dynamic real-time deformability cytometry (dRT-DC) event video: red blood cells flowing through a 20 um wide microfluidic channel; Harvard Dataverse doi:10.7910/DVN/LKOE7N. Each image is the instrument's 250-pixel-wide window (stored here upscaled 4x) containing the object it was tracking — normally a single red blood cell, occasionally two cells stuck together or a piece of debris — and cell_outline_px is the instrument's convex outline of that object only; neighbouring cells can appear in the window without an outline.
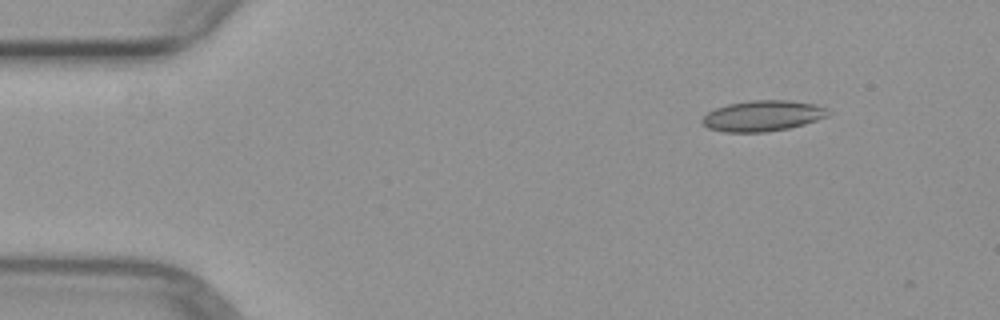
{"species": "common noctule bat (a hibernating species)", "species_latin": "Nyctalus noctula", "temperature_condition": "warm", "stored_images_in_passage": 4, "camera_frame_rate_fps": 3000, "um_per_image_px": 0.085, "animal": {"sex": "female", "body_mass_g": 29.2, "forearm_length_mm": 56.3}, "frame": {"image": 1, "passage_image": 1, "time_ms": 0.0, "image_size_px": [1000, 320], "cell_outline_px": [[832, 112], [828, 116], [804, 124], [788, 128], [764, 132], [724, 132], [708, 128], [700, 120], [708, 112], [716, 108], [728, 104], [748, 100], [788, 100], [812, 104], [828, 108]], "centroid_in_image_um": [64.83, 9.84], "position_along_channel_um": 20.2, "area_um2": 22.54}}
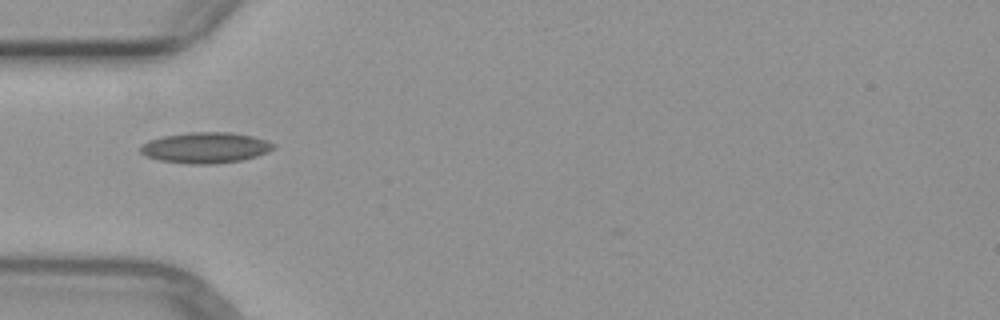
{"frame": {"image": 2, "passage_image": 4, "time_ms": 3.333, "image_size_px": [1000, 320], "cell_outline_px": [[276, 148], [268, 152], [256, 156], [240, 160], [216, 164], [192, 164], [160, 160], [148, 156], [140, 152], [140, 148], [148, 140], [160, 136], [188, 132], [232, 132], [252, 136], [276, 144]], "centroid_in_image_um": [17.48, 12.54], "position_along_channel_um": 67.5, "area_um2": 23.87}}